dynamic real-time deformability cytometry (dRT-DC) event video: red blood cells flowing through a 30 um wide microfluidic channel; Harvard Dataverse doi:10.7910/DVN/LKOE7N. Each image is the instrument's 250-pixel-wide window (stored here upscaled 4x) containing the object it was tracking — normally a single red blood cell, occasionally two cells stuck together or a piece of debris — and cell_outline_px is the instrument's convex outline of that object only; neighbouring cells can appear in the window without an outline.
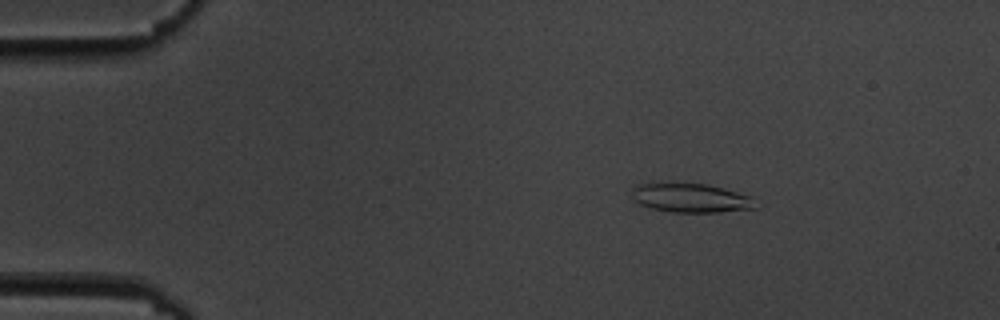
{"species": "common noctule bat (a hibernating species)", "species_latin": "Nyctalus noctula", "temperature_condition": "cold", "stored_images_in_passage": 7, "camera_frame_rate_fps": 3000, "um_per_image_px": 0.085, "animal": {"sex": "male", "body_mass_g": 19.5, "forearm_length_mm": 54.6}, "frame": {"image": 1, "passage_image": 2, "time_ms": 1.333, "image_size_px": [1000, 320], "cell_outline_px": [[760, 208], [720, 212], [672, 212], [652, 208], [640, 204], [632, 200], [632, 188], [636, 184], [672, 180], [708, 184], [752, 196]], "centroid_in_image_um": [58.69, 16.78], "position_along_channel_um": 26.3, "area_um2": 21.96}}
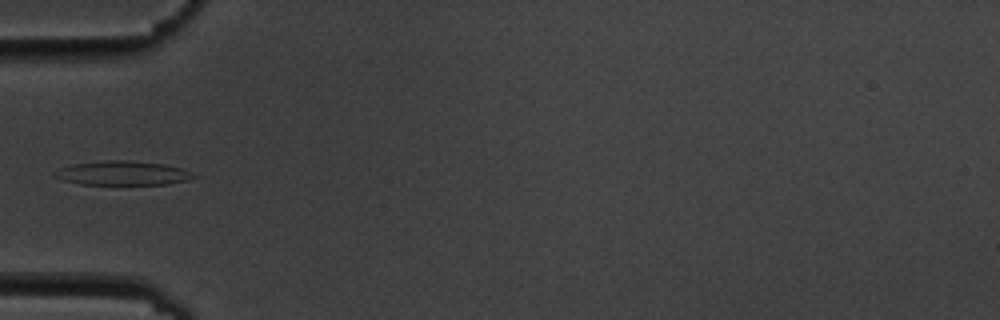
{"frame": {"image": 2, "passage_image": 5, "time_ms": 4.667, "image_size_px": [1000, 320], "cell_outline_px": [[196, 176], [192, 180], [168, 184], [80, 184], [64, 180], [52, 176], [52, 172], [60, 168], [72, 164], [104, 160], [128, 160], [164, 164], [180, 168], [192, 172]], "centroid_in_image_um": [10.42, 14.71], "position_along_channel_um": 74.6, "area_um2": 19.65}}
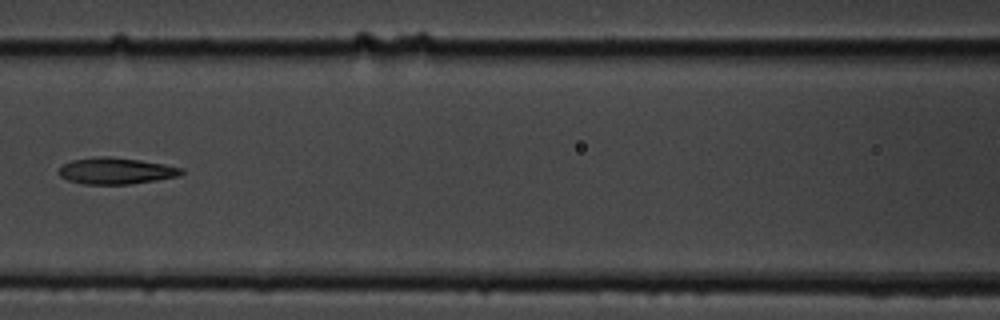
{"frame": {"image": 3, "passage_image": 7, "time_ms": 7.0, "image_size_px": [1000, 320], "cell_outline_px": [[184, 172], [180, 176], [132, 184], [84, 184], [68, 180], [60, 176], [56, 172], [64, 164], [72, 160], [100, 156], [112, 156], [140, 160], [164, 164], [184, 168]], "centroid_in_image_um": [9.87, 14.52], "position_along_channel_um": 156.7, "area_um2": 19.02}}